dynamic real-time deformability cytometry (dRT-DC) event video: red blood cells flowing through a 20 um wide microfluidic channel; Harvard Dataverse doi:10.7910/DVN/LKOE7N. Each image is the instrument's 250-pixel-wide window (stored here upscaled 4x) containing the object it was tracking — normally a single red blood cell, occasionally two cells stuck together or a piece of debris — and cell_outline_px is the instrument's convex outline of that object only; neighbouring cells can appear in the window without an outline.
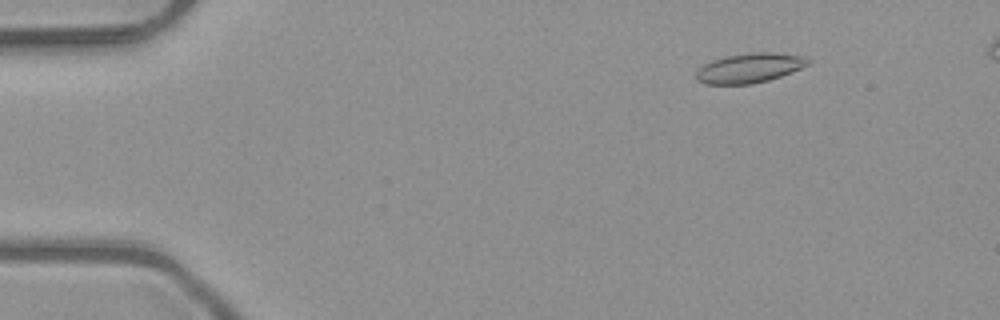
{"species": "common noctule bat (a hibernating species)", "species_latin": "Nyctalus noctula", "temperature_condition": "room temperature", "stored_images_in_passage": 5, "camera_frame_rate_fps": 3000, "um_per_image_px": 0.085, "animal": {"sex": "male", "body_mass_g": 23.1, "forearm_length_mm": 52.7}, "frame": {"image": 1, "passage_image": 1, "time_ms": 0.0, "image_size_px": [1000, 320], "cell_outline_px": [[812, 60], [808, 64], [800, 68], [780, 76], [768, 80], [752, 84], [704, 84], [696, 80], [696, 72], [704, 64], [712, 60], [724, 56], [748, 52], [772, 52], [804, 56]], "centroid_in_image_um": [63.69, 5.77], "position_along_channel_um": 21.3, "area_um2": 19.36}}
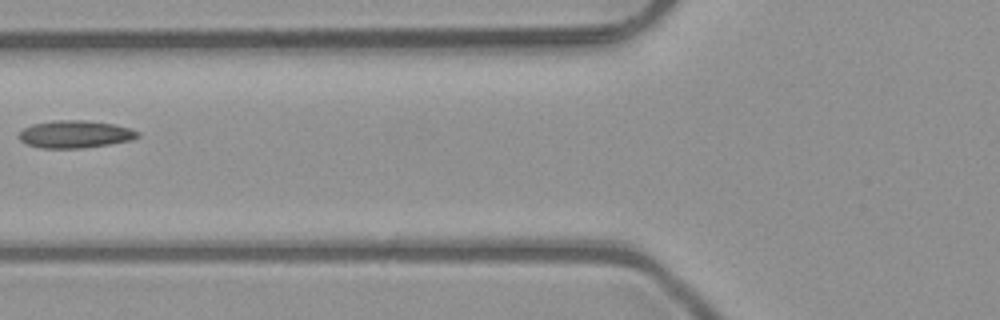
{"frame": {"image": 2, "passage_image": 5, "time_ms": 1.333, "image_size_px": [1000, 320], "cell_outline_px": [[140, 136], [132, 140], [84, 148], [40, 148], [28, 144], [20, 140], [20, 132], [24, 128], [32, 124], [52, 120], [88, 120], [112, 124], [132, 128], [140, 132]], "centroid_in_image_um": [6.42, 11.4], "position_along_channel_um": 119.4, "area_um2": 19.07}}